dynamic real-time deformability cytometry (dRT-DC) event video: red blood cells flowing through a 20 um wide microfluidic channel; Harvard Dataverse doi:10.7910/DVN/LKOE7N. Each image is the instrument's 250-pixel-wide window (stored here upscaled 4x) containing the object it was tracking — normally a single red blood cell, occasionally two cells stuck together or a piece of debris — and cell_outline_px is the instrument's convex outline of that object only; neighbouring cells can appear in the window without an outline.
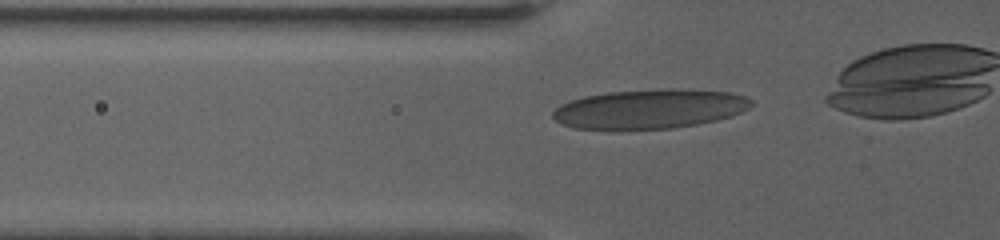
{"species": "human", "species_latin": "Homo sapiens", "temperature_condition": "warm", "stored_images_in_passage": 67, "camera_frame_rate_fps": 3000, "um_per_image_px": 0.085, "donor": {"sex": "female"}, "frame": {"image": 1, "passage_image": 11, "time_ms": 1.667, "image_size_px": [1000, 240], "cell_outline_px": [[752, 104], [748, 108], [732, 116], [716, 120], [696, 124], [672, 128], [620, 132], [576, 128], [560, 124], [552, 116], [552, 112], [560, 104], [584, 96], [608, 92], [660, 88], [688, 88], [732, 92], [744, 96], [752, 100]], "centroid_in_image_um": [55.19, 9.28], "position_along_channel_um": 70.6, "area_um2": 46.88}}
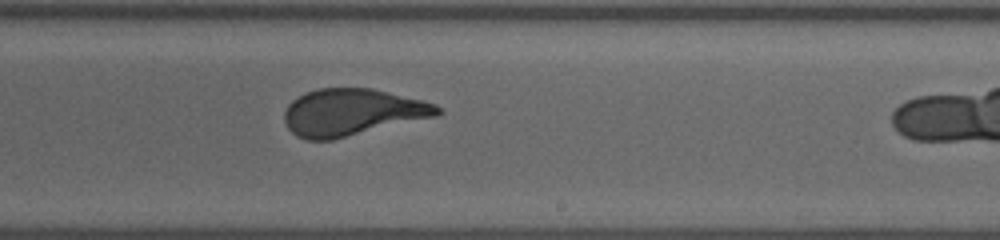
{"frame": {"image": 2, "passage_image": 45, "time_ms": 7.667, "image_size_px": [1000, 240], "cell_outline_px": [[444, 112], [440, 116], [332, 140], [308, 140], [296, 136], [288, 128], [284, 120], [284, 112], [288, 104], [292, 100], [308, 92], [320, 88], [372, 88], [436, 104]], "centroid_in_image_um": [29.96, 9.56], "position_along_channel_um": 259.0, "area_um2": 41.96}}
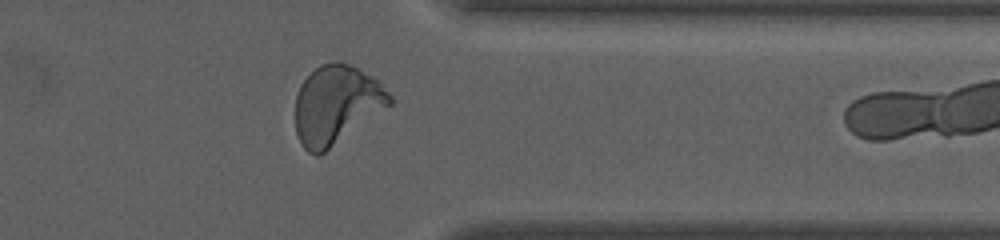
{"frame": {"image": 3, "passage_image": 65, "time_ms": 11.667, "image_size_px": [1000, 240], "cell_outline_px": [[392, 104], [320, 156], [316, 156], [308, 152], [304, 148], [296, 132], [296, 96], [304, 80], [320, 64], [336, 60], [340, 60], [380, 80], [392, 96]], "centroid_in_image_um": [28.61, 8.9], "position_along_channel_um": 382.8, "area_um2": 43.29}}